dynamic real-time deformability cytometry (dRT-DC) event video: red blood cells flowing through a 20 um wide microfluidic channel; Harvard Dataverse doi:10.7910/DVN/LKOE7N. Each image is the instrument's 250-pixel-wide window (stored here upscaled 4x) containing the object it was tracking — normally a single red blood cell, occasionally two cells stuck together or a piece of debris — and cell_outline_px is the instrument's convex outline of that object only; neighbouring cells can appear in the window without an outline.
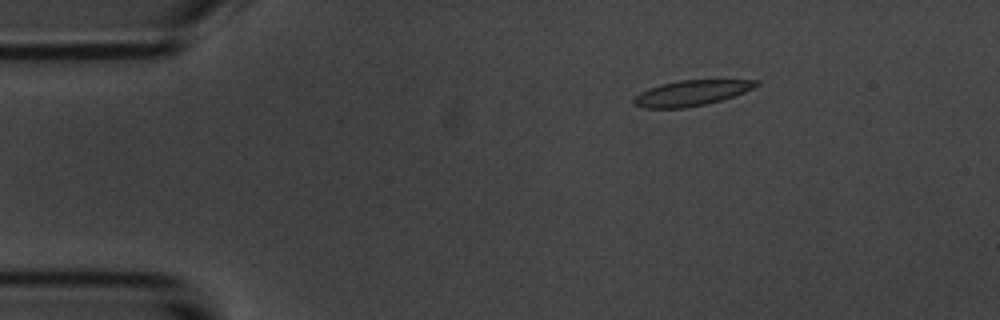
{"species": "common noctule bat (a hibernating species)", "species_latin": "Nyctalus noctula", "temperature_condition": "room temperature", "stored_images_in_passage": 3, "camera_frame_rate_fps": 3000, "um_per_image_px": 0.085, "animal": {"sex": "male", "body_mass_g": 20.1, "forearm_length_mm": 53.5}, "frame": {"image": 1, "passage_image": 1, "time_ms": 0.0, "image_size_px": [1000, 320], "cell_outline_px": [[760, 84], [744, 92], [720, 100], [704, 104], [684, 108], [644, 108], [632, 104], [632, 100], [640, 92], [648, 88], [660, 84], [680, 80], [760, 80]], "centroid_in_image_um": [58.72, 7.9], "position_along_channel_um": 26.3, "area_um2": 18.03}}
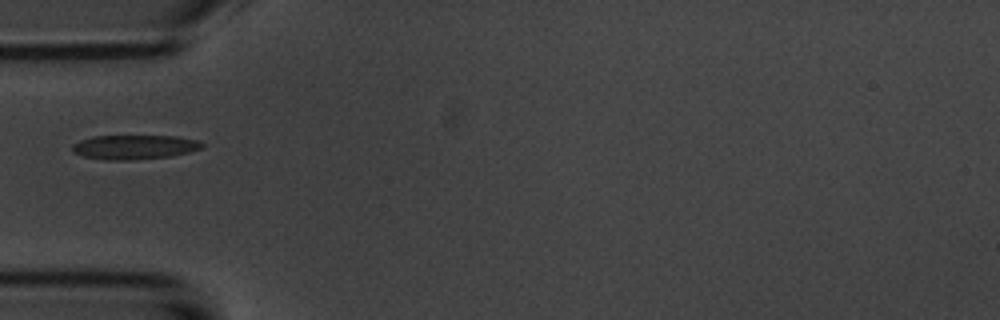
{"frame": {"image": 2, "passage_image": 3, "time_ms": 3.0, "image_size_px": [1000, 320], "cell_outline_px": [[204, 148], [172, 156], [132, 160], [104, 160], [84, 156], [72, 152], [72, 144], [80, 140], [92, 136], [176, 136], [196, 140], [204, 144]], "centroid_in_image_um": [11.41, 12.5], "position_along_channel_um": 73.6, "area_um2": 18.5}}